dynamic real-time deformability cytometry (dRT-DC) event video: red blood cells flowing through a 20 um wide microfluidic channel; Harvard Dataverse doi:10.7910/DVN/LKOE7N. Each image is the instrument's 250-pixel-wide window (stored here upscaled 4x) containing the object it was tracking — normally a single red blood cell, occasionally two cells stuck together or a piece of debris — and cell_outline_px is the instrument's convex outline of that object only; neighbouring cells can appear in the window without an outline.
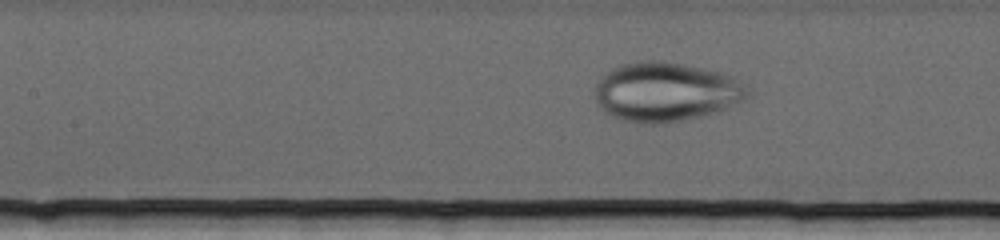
{"species": "human", "species_latin": "Homo sapiens", "temperature_condition": "cold", "stored_images_in_passage": 71, "camera_frame_rate_fps": 3000, "um_per_image_px": 0.085, "donor": {"sex": "female"}, "frame": {"image": 1, "passage_image": 32, "time_ms": 10.333, "image_size_px": [1000, 240], "cell_outline_px": [[752, 92], [744, 100], [720, 112], [664, 124], [644, 124], [624, 120], [612, 116], [604, 112], [600, 108], [592, 92], [600, 76], [620, 64], [636, 60], [664, 60], [724, 72], [732, 76]], "centroid_in_image_um": [56.58, 7.8], "position_along_channel_um": 150.8, "area_um2": 53.7}}
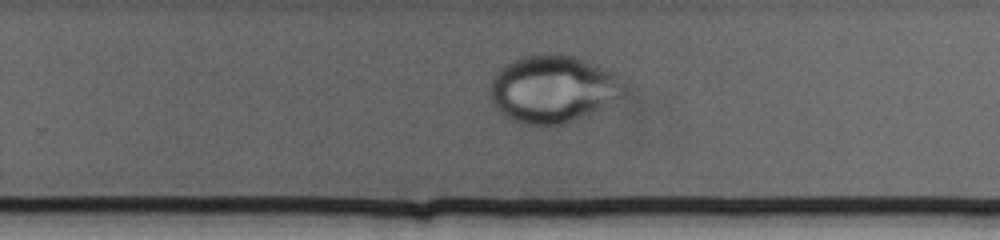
{"frame": {"image": 2, "passage_image": 46, "time_ms": 15.0, "image_size_px": [1000, 240], "cell_outline_px": [[628, 92], [624, 96], [604, 108], [564, 124], [520, 124], [504, 116], [492, 104], [488, 96], [488, 88], [496, 72], [500, 68], [512, 60], [524, 56], [556, 52], [576, 56], [596, 64], [612, 72], [628, 88]], "centroid_in_image_um": [46.99, 7.55], "position_along_channel_um": 282.8, "area_um2": 53.41}}
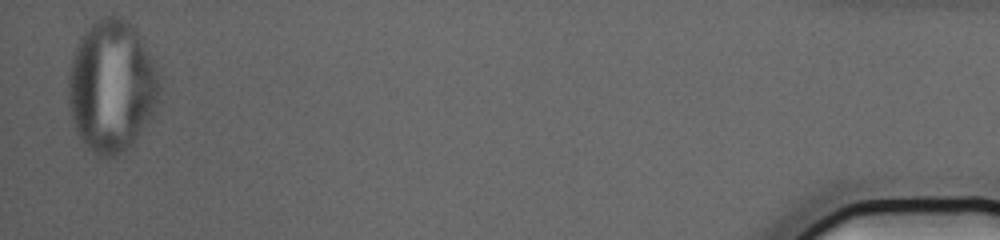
{"frame": {"image": 3, "passage_image": 70, "time_ms": 23.0, "image_size_px": [1000, 240], "cell_outline_px": [[160, 96], [156, 112], [136, 140], [128, 148], [116, 156], [96, 156], [88, 148], [80, 136], [72, 120], [68, 100], [68, 76], [72, 56], [84, 32], [96, 20], [104, 16], [120, 16], [132, 24], [136, 28], [160, 72]], "centroid_in_image_um": [9.54, 7.33], "position_along_channel_um": 425.7, "area_um2": 70.81}}